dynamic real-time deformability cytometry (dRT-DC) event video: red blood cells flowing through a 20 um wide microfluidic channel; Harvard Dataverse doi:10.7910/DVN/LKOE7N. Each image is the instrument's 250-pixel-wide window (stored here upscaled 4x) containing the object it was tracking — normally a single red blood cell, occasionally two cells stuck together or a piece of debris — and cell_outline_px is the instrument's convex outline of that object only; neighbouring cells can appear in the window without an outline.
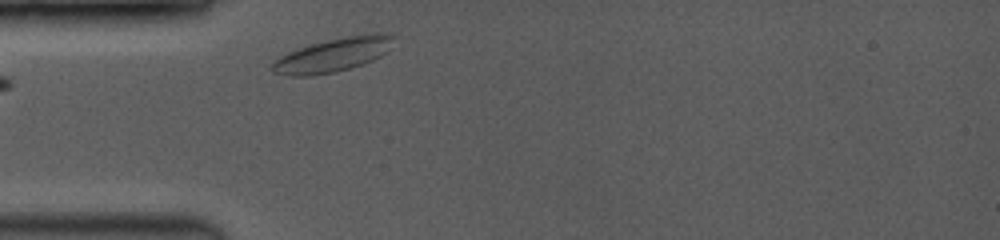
{"species": "common noctule bat (a hibernating species)", "species_latin": "Nyctalus noctula", "temperature_condition": "room temperature", "stored_images_in_passage": 36, "camera_frame_rate_fps": 3500, "um_per_image_px": 0.085, "animal": {"sex": "female", "body_mass_g": 19.0, "forearm_length_mm": 53.3}, "frame": {"image": 1, "passage_image": 2, "time_ms": 0.286, "image_size_px": [1000, 240], "cell_outline_px": [[396, 36], [388, 52], [372, 60], [348, 68], [332, 72], [304, 76], [288, 76], [276, 72], [272, 68], [272, 60], [288, 52], [312, 44], [340, 36], [372, 32], [392, 32]], "centroid_in_image_um": [28.39, 4.61], "position_along_channel_um": 56.6, "area_um2": 24.04}}
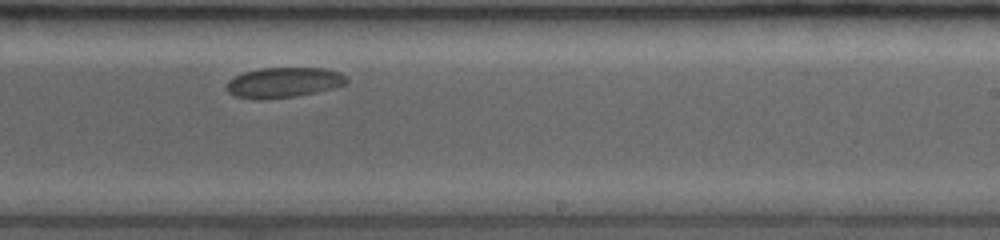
{"frame": {"image": 2, "passage_image": 22, "time_ms": 6.0, "image_size_px": [1000, 240], "cell_outline_px": [[348, 80], [344, 84], [332, 88], [316, 92], [296, 96], [264, 100], [252, 100], [236, 96], [228, 92], [228, 80], [244, 72], [260, 68], [324, 68], [340, 72]], "centroid_in_image_um": [24.09, 7.02], "position_along_channel_um": 264.9, "area_um2": 21.1}}
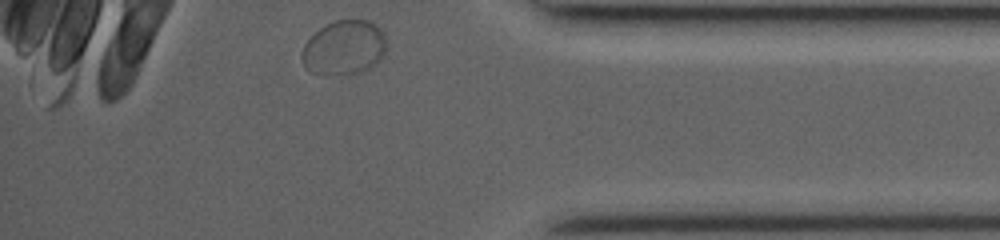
{"frame": {"image": 3, "passage_image": 36, "time_ms": 10.0, "image_size_px": [1000, 240], "cell_outline_px": [[388, 48], [384, 56], [376, 64], [360, 72], [308, 72], [300, 56], [300, 52], [304, 44], [320, 28], [336, 20], [368, 20], [376, 24], [380, 28], [388, 44]], "centroid_in_image_um": [29.29, 4.01], "position_along_channel_um": 405.9, "area_um2": 26.53}}